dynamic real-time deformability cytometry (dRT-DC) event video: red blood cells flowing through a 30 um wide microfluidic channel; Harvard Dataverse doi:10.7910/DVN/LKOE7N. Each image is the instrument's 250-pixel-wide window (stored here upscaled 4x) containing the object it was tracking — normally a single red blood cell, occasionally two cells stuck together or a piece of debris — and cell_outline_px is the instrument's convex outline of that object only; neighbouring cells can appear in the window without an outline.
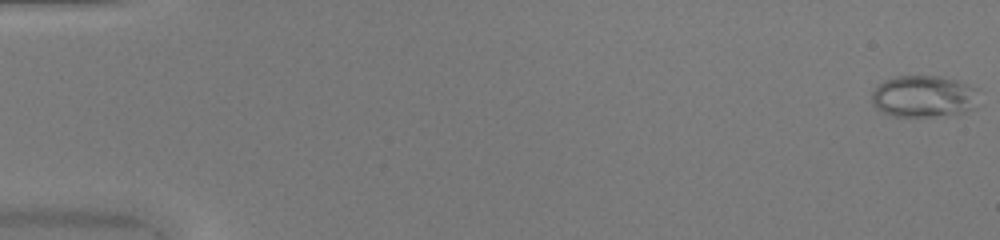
{"species": "common noctule bat (a hibernating species)", "species_latin": "Nyctalus noctula", "temperature_condition": "warm", "stored_images_in_passage": 50, "camera_frame_rate_fps": 3000, "um_per_image_px": 0.085, "animal": {"sex": "female", "body_mass_g": 20.0, "forearm_length_mm": 54.0}, "frame": {"image": 1, "passage_image": 1, "time_ms": 0.0, "image_size_px": [1000, 240], "cell_outline_px": [[976, 108], [964, 112], [936, 116], [892, 116], [876, 108], [872, 104], [872, 92], [884, 80], [896, 76], [940, 76], [956, 80], [968, 84], [976, 88]], "centroid_in_image_um": [78.51, 8.19], "position_along_channel_um": 6.5, "area_um2": 26.01}}
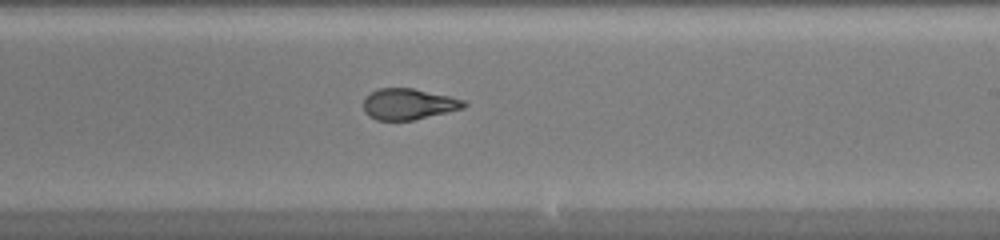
{"frame": {"image": 2, "passage_image": 31, "time_ms": 10.0, "image_size_px": [1000, 240], "cell_outline_px": [[468, 104], [464, 108], [448, 112], [412, 120], [376, 120], [368, 116], [364, 112], [364, 96], [376, 88], [412, 88], [448, 96], [464, 100]], "centroid_in_image_um": [34.68, 8.84], "position_along_channel_um": 254.3, "area_um2": 18.21}}
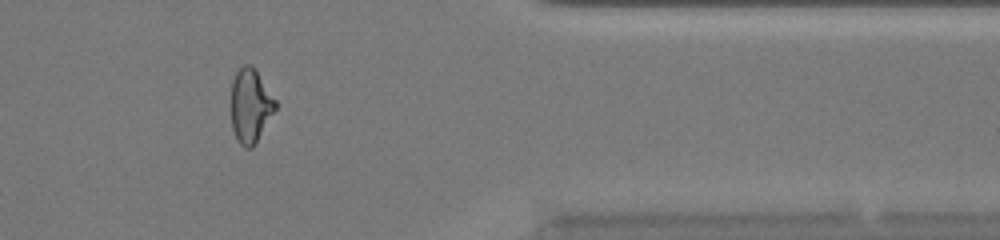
{"frame": {"image": 3, "passage_image": 42, "time_ms": 13.667, "image_size_px": [1000, 240], "cell_outline_px": [[276, 108], [256, 144], [252, 148], [244, 148], [240, 144], [232, 128], [232, 80], [236, 72], [244, 64], [252, 64], [276, 100]], "centroid_in_image_um": [21.29, 8.99], "position_along_channel_um": 390.1, "area_um2": 19.02}, "authors_computed_cell_mechanics": {"area_um2": 20.7502, "velocity_mm_per_s": 4.1964, "shape_relaxation_time_tau1_ms": null, "shape_relaxation_time_tau2_ms": 1.0098, "deformation_change_tau1": null, "deformation_change_tau2": 0.0637}}